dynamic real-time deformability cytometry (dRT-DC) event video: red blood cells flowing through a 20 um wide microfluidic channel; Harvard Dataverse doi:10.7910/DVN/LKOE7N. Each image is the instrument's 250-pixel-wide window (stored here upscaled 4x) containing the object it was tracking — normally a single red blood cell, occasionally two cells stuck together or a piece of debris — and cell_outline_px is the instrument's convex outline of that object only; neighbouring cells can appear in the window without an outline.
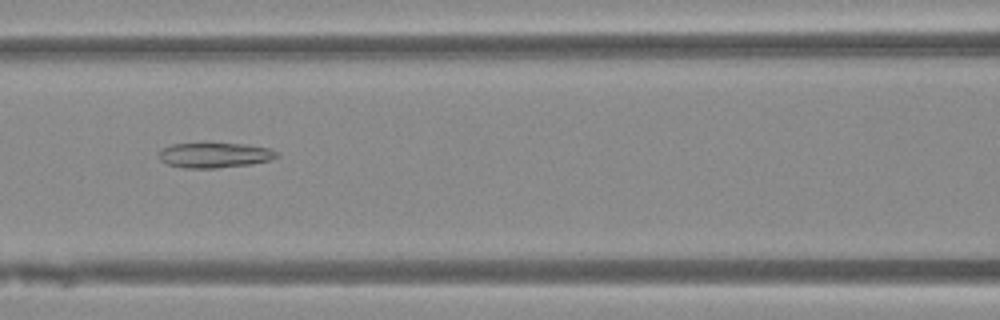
{"species": "Egyptian fruit bat (a non-hibernating species)", "species_latin": "Rousettus aegyptiacus", "temperature_condition": "warm", "stored_images_in_passage": 46, "camera_frame_rate_fps": 3000, "um_per_image_px": 0.085, "animal": {"sex": "female"}, "frame": {"image": 1, "passage_image": 18, "time_ms": 5.667, "image_size_px": [1000, 320], "cell_outline_px": [[280, 156], [272, 160], [252, 164], [216, 168], [184, 168], [168, 164], [160, 160], [160, 152], [164, 148], [172, 144], [244, 144], [268, 148], [280, 152]], "centroid_in_image_um": [18.32, 13.2], "position_along_channel_um": 148.3, "area_um2": 17.11}}
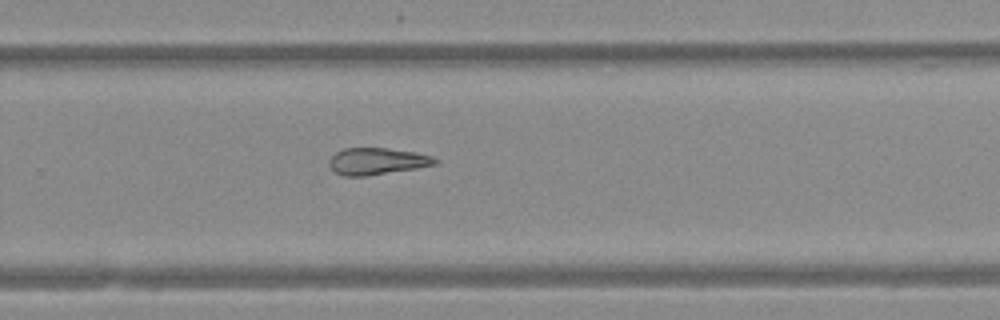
{"frame": {"image": 2, "passage_image": 29, "time_ms": 9.333, "image_size_px": [1000, 320], "cell_outline_px": [[440, 160], [436, 164], [416, 168], [368, 176], [344, 176], [336, 172], [328, 164], [328, 160], [336, 152], [344, 148], [388, 148], [416, 152], [432, 156]], "centroid_in_image_um": [32.05, 13.7], "position_along_channel_um": 297.7, "area_um2": 16.59}}
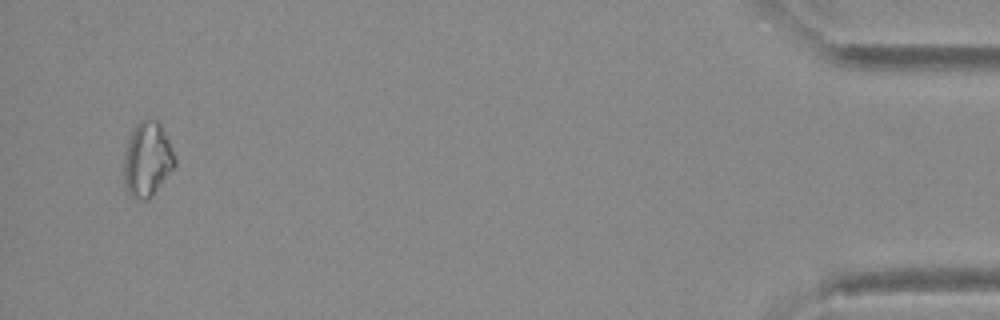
{"frame": {"image": 3, "passage_image": 44, "time_ms": 14.333, "image_size_px": [1000, 320], "cell_outline_px": [[176, 164], [152, 196], [144, 200], [136, 200], [128, 192], [124, 180], [124, 152], [128, 140], [136, 124], [140, 120], [156, 120], [160, 124], [176, 156]], "centroid_in_image_um": [12.52, 13.56], "position_along_channel_um": 422.7, "area_um2": 21.96}}